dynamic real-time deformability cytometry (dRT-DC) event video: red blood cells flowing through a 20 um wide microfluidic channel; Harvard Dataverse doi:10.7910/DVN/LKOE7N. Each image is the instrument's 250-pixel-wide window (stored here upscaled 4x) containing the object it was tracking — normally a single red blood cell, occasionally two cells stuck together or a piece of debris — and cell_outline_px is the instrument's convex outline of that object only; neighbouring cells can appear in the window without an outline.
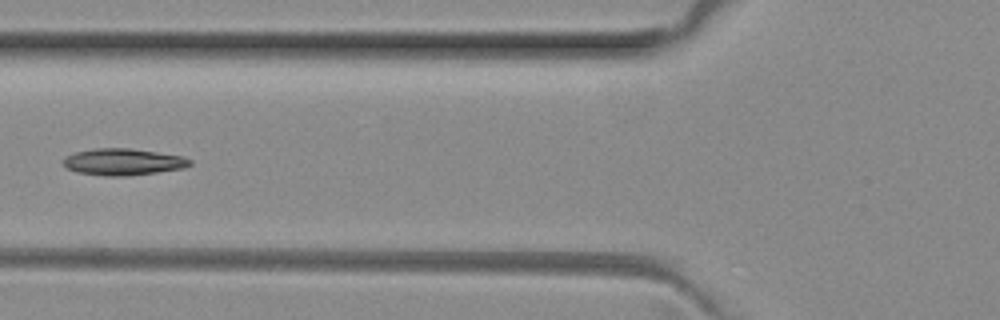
{"species": "common noctule bat (a hibernating species)", "species_latin": "Nyctalus noctula", "temperature_condition": "room temperature", "stored_images_in_passage": 6, "camera_frame_rate_fps": 3000, "um_per_image_px": 0.085, "animal": {"sex": "female", "body_mass_g": 29.2, "forearm_length_mm": 56.3}, "frame": {"image": 1, "passage_image": 5, "time_ms": 1.333, "image_size_px": [1000, 320], "cell_outline_px": [[192, 164], [184, 168], [156, 172], [124, 176], [104, 176], [76, 172], [68, 168], [64, 164], [64, 156], [76, 152], [92, 148], [132, 148], [184, 156], [192, 160]], "centroid_in_image_um": [10.48, 13.75], "position_along_channel_um": 115.3, "area_um2": 19.77}}
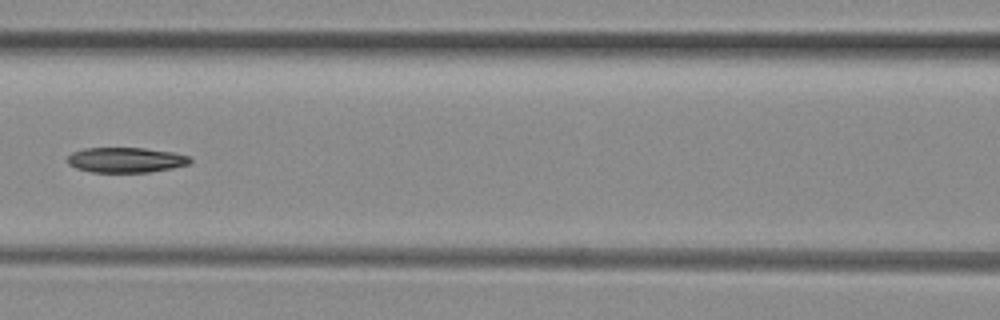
{"frame": {"image": 2, "passage_image": 6, "time_ms": 1.667, "image_size_px": [1000, 320], "cell_outline_px": [[192, 160], [188, 164], [172, 168], [148, 172], [92, 172], [76, 168], [68, 164], [68, 156], [72, 152], [84, 148], [144, 148], [172, 152], [192, 156]], "centroid_in_image_um": [10.71, 13.59], "position_along_channel_um": 155.9, "area_um2": 17.98}}